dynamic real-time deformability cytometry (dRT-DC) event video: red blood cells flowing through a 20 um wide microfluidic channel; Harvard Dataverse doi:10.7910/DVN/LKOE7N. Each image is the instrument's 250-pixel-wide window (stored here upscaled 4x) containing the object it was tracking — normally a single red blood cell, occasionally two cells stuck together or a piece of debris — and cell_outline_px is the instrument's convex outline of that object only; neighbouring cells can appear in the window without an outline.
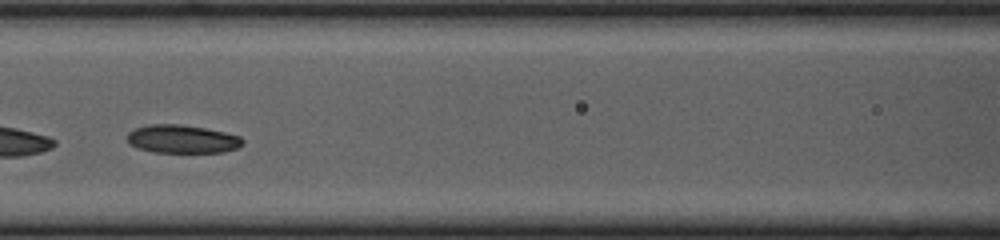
{"species": "common noctule bat (a hibernating species)", "species_latin": "Nyctalus noctula", "temperature_condition": "cold", "stored_images_in_passage": 29, "camera_frame_rate_fps": 3000, "um_per_image_px": 0.085, "animal": {"sex": "female", "body_mass_g": 23.0, "forearm_length_mm": 53.4}, "frame": {"image": 1, "passage_image": 17, "time_ms": 5.333, "image_size_px": [1000, 240], "cell_outline_px": [[244, 144], [236, 148], [224, 152], [152, 152], [136, 148], [128, 144], [128, 132], [136, 128], [152, 124], [180, 124], [204, 128], [224, 132], [240, 136], [244, 140]], "centroid_in_image_um": [15.48, 11.82], "position_along_channel_um": 151.1, "area_um2": 19.02}}